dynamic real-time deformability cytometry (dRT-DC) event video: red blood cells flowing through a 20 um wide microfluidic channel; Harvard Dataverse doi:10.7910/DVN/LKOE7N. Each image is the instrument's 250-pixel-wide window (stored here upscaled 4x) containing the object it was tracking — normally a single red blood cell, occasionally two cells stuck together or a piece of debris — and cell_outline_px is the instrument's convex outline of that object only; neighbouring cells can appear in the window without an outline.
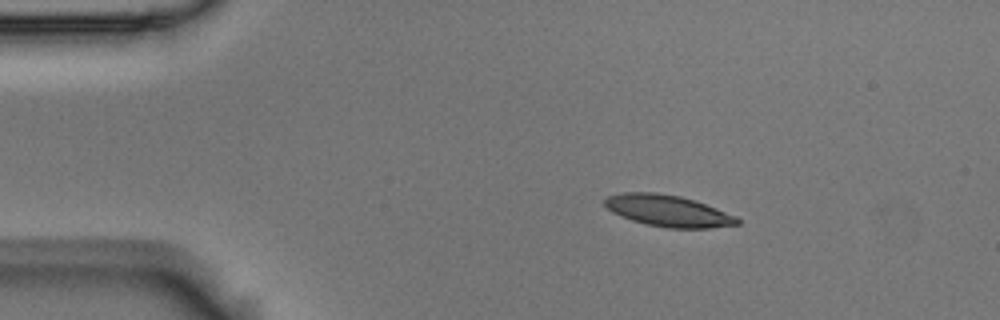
{"species": "Egyptian fruit bat (a non-hibernating species)", "species_latin": "Rousettus aegyptiacus", "temperature_condition": "room temperature", "stored_images_in_passage": 9, "camera_frame_rate_fps": 3000, "um_per_image_px": 0.085, "animal": {"sex": "male"}, "frame": {"image": 1, "passage_image": 2, "time_ms": 0.333, "image_size_px": [1000, 320], "cell_outline_px": [[740, 224], [708, 228], [668, 228], [644, 224], [620, 216], [612, 212], [604, 204], [604, 200], [608, 196], [620, 192], [656, 192], [680, 196], [716, 208], [736, 216], [740, 220]], "centroid_in_image_um": [56.75, 17.92], "position_along_channel_um": 28.2, "area_um2": 24.28}}
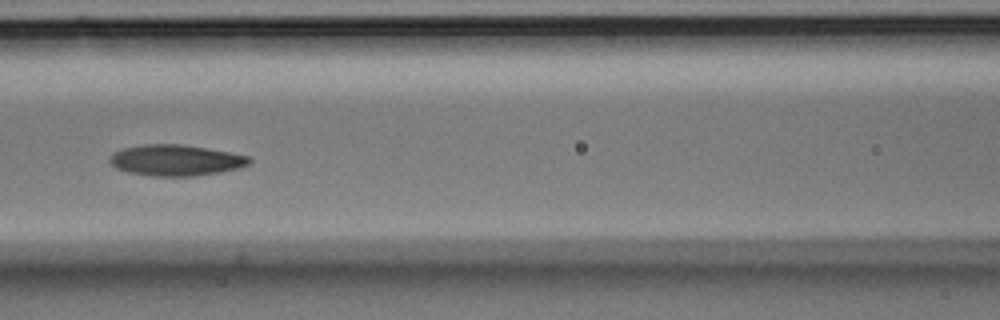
{"frame": {"image": 2, "passage_image": 6, "time_ms": 1.667, "image_size_px": [1000, 320], "cell_outline_px": [[252, 164], [240, 168], [220, 172], [196, 176], [152, 176], [128, 172], [116, 168], [108, 160], [108, 156], [112, 152], [124, 148], [140, 144], [180, 144], [228, 152], [248, 156], [252, 160]], "centroid_in_image_um": [14.92, 13.62], "position_along_channel_um": 151.7, "area_um2": 25.37}}
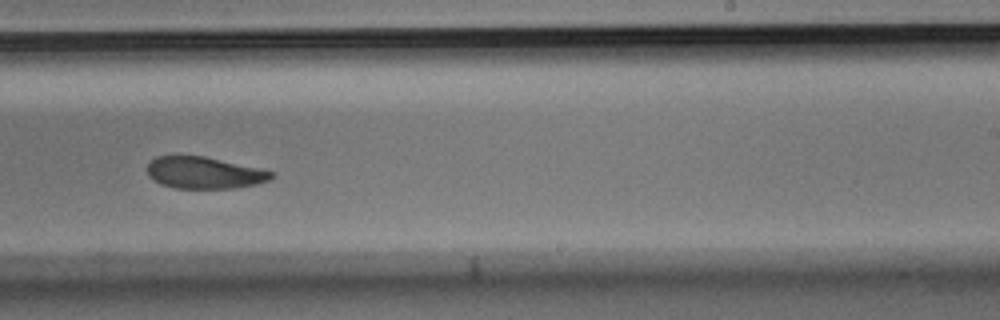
{"frame": {"image": 3, "passage_image": 9, "time_ms": 2.667, "image_size_px": [1000, 320], "cell_outline_px": [[276, 172], [268, 180], [256, 184], [236, 188], [172, 188], [160, 184], [148, 176], [148, 164], [156, 156], [204, 156]], "centroid_in_image_um": [17.34, 14.69], "position_along_channel_um": 271.7, "area_um2": 22.83}}